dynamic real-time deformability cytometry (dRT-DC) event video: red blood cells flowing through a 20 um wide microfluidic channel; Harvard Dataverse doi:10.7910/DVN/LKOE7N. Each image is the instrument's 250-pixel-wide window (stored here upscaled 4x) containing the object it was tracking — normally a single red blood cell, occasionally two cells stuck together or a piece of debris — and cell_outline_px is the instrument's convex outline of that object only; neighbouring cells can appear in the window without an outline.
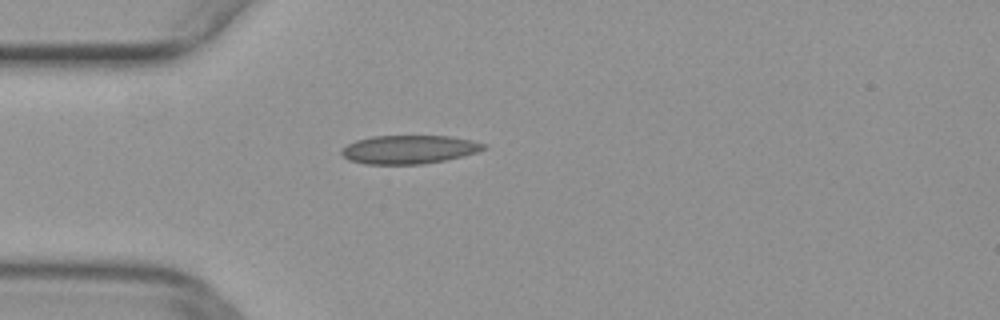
{"species": "common noctule bat (a hibernating species)", "species_latin": "Nyctalus noctula", "temperature_condition": "warm", "stored_images_in_passage": 37, "camera_frame_rate_fps": 3000, "um_per_image_px": 0.085, "animal": {"sex": "female", "body_mass_g": 29.2, "forearm_length_mm": 56.3}, "frame": {"image": 1, "passage_image": 1, "time_ms": 0.0, "image_size_px": [1000, 320], "cell_outline_px": [[488, 148], [464, 156], [424, 164], [364, 164], [348, 160], [340, 152], [348, 144], [356, 140], [372, 136], [448, 136], [472, 140], [488, 144]], "centroid_in_image_um": [34.8, 12.7], "position_along_channel_um": 50.2, "area_um2": 23.7}}
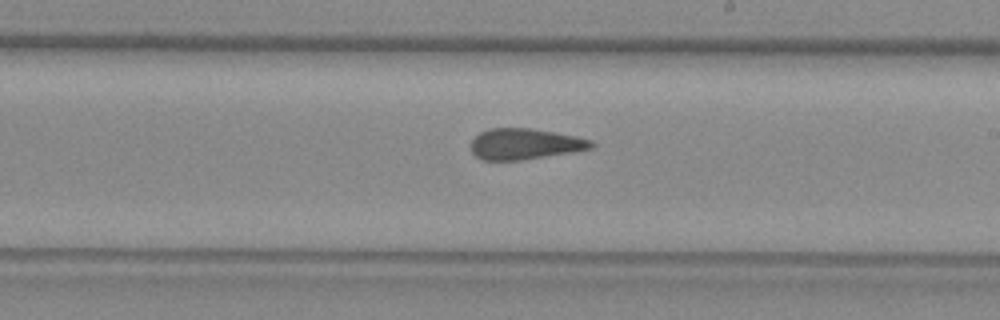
{"frame": {"image": 2, "passage_image": 16, "time_ms": 5.0, "image_size_px": [1000, 320], "cell_outline_px": [[596, 144], [592, 148], [572, 152], [520, 160], [480, 160], [472, 152], [468, 144], [480, 132], [488, 128], [532, 128], [576, 136], [592, 140]], "centroid_in_image_um": [44.58, 12.23], "position_along_channel_um": 244.4, "area_um2": 21.85}}
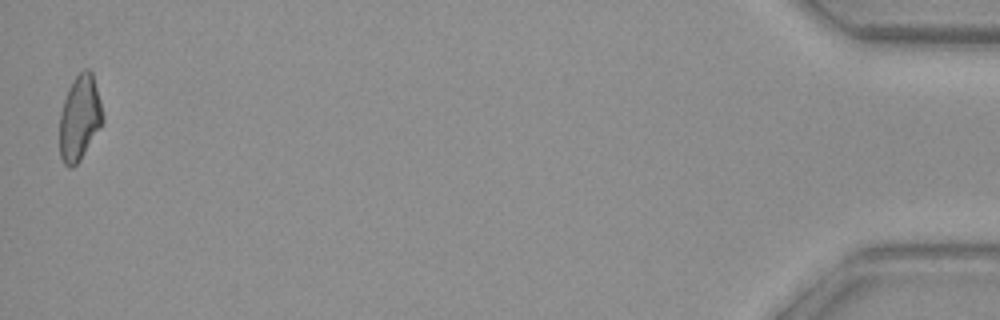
{"frame": {"image": 3, "passage_image": 37, "time_ms": 12.0, "image_size_px": [1000, 320], "cell_outline_px": [[104, 120], [80, 160], [72, 168], [68, 168], [64, 164], [60, 156], [60, 112], [68, 88], [72, 80], [84, 68], [88, 68], [92, 72], [100, 100], [104, 116]], "centroid_in_image_um": [6.76, 10.01], "position_along_channel_um": 428.4, "area_um2": 21.33}}